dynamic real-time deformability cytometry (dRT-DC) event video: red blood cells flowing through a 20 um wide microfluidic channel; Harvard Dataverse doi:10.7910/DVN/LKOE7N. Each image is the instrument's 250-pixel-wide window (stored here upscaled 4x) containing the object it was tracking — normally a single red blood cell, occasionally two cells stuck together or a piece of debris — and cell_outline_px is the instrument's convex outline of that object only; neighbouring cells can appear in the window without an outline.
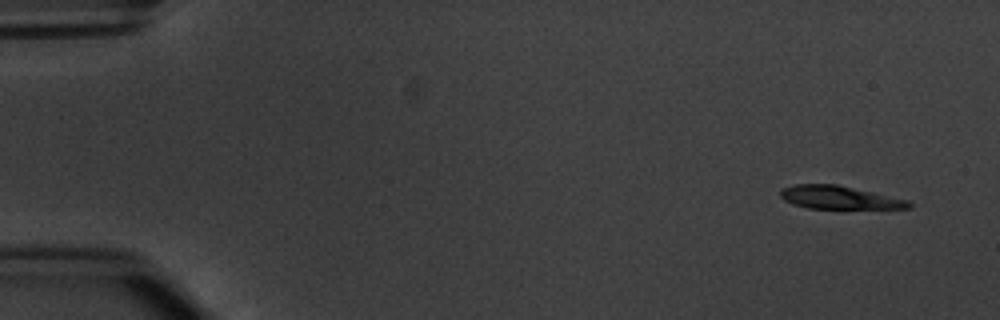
{"species": "common noctule bat (a hibernating species)", "species_latin": "Nyctalus noctula", "temperature_condition": "warm", "stored_images_in_passage": 5, "camera_frame_rate_fps": 3000, "um_per_image_px": 0.085, "animal": {"sex": "male", "body_mass_g": 20.1, "forearm_length_mm": 53.5}, "frame": {"image": 1, "passage_image": 1, "time_ms": 0.0, "image_size_px": [1000, 320], "cell_outline_px": [[912, 208], [808, 208], [792, 204], [784, 200], [780, 196], [780, 188], [792, 184], [836, 184], [908, 200], [912, 204]], "centroid_in_image_um": [71.26, 16.78], "position_along_channel_um": 13.7, "area_um2": 17.17}}
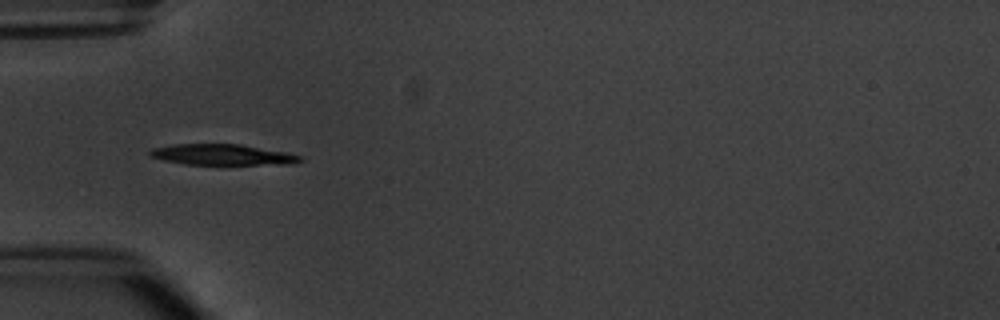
{"frame": {"image": 2, "passage_image": 5, "time_ms": 4.667, "image_size_px": [1000, 320], "cell_outline_px": [[304, 160], [292, 164], [224, 168], [184, 164], [164, 160], [148, 156], [148, 152], [152, 148], [172, 144], [240, 144], [288, 152], [304, 156]], "centroid_in_image_um": [19.0, 13.21], "position_along_channel_um": 66.0, "area_um2": 19.94}}